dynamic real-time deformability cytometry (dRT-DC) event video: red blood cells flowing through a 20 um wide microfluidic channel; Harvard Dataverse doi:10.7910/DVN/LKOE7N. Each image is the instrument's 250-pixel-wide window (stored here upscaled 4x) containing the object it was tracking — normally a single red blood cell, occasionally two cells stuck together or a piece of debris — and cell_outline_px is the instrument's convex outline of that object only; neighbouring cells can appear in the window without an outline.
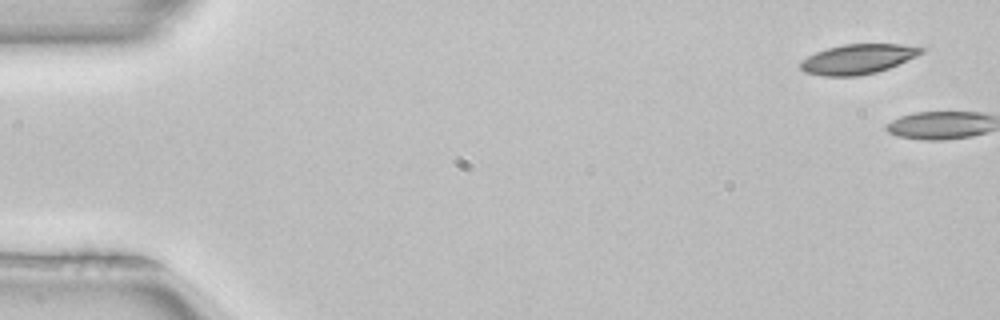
{"species": "common noctule bat (a hibernating species)", "species_latin": "Nyctalus noctula", "temperature_condition": "room temperature", "stored_images_in_passage": 5, "camera_frame_rate_fps": 3000, "um_per_image_px": 0.085, "animal": {"sex": "female", "body_mass_g": 22.7, "forearm_length_mm": 54.2}, "frame": {"image": 1, "passage_image": 1, "time_ms": 0.0, "image_size_px": [1000, 320], "cell_outline_px": [[928, 48], [924, 52], [916, 56], [888, 68], [876, 72], [856, 76], [824, 76], [804, 72], [800, 68], [800, 60], [816, 52], [828, 48], [844, 44], [900, 44]], "centroid_in_image_um": [72.91, 5.02], "position_along_channel_um": 12.1, "area_um2": 20.92}}
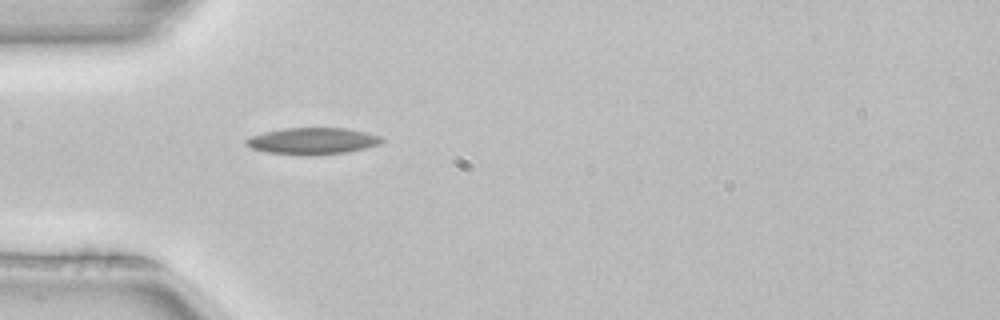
{"frame": {"image": 2, "passage_image": 5, "time_ms": 1.333, "image_size_px": [1000, 320], "cell_outline_px": [[384, 140], [380, 144], [348, 152], [312, 156], [264, 152], [252, 148], [244, 144], [244, 140], [252, 136], [264, 132], [284, 128], [348, 128], [384, 136]], "centroid_in_image_um": [26.59, 11.99], "position_along_channel_um": 58.4, "area_um2": 21.33}}